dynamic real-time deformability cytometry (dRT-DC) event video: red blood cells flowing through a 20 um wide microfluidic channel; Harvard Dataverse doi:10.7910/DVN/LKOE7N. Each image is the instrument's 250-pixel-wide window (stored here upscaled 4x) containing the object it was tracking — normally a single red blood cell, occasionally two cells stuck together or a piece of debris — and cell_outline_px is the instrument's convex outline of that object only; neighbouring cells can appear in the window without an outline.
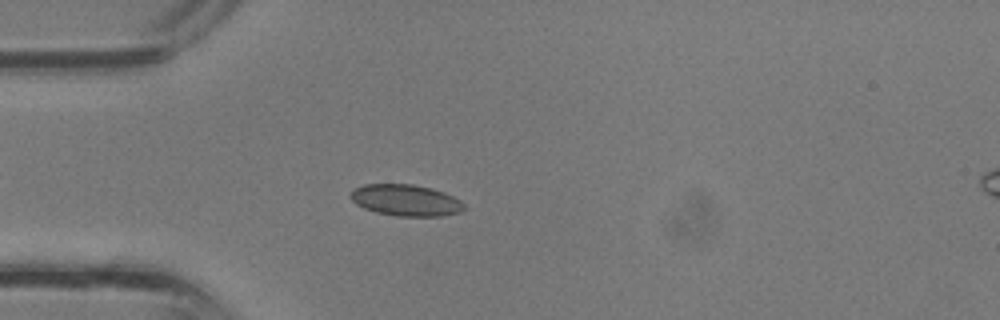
{"species": "common noctule bat (a hibernating species)", "species_latin": "Nyctalus noctula", "temperature_condition": "room temperature", "stored_images_in_passage": 35, "camera_frame_rate_fps": 3000, "um_per_image_px": 0.085, "animal": {"sex": "male", "body_mass_g": 13.3}, "frame": {"image": 1, "passage_image": 8, "time_ms": 2.333, "image_size_px": [1000, 320], "cell_outline_px": [[468, 208], [460, 212], [444, 216], [396, 216], [376, 212], [364, 208], [356, 204], [348, 196], [352, 188], [364, 184], [412, 184], [432, 188], [444, 192], [460, 200]], "centroid_in_image_um": [34.48, 17.02], "position_along_channel_um": 50.5, "area_um2": 21.1}}
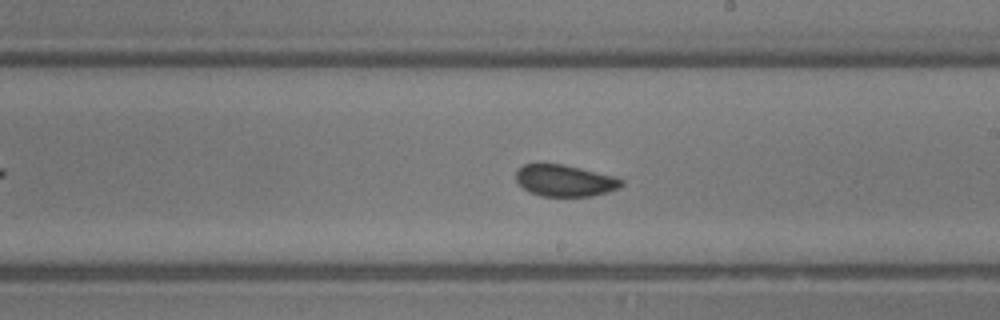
{"frame": {"image": 2, "passage_image": 19, "time_ms": 6.0, "image_size_px": [1000, 320], "cell_outline_px": [[624, 184], [620, 188], [608, 192], [592, 196], [540, 196], [528, 192], [516, 180], [516, 172], [524, 164], [560, 164], [612, 176], [624, 180]], "centroid_in_image_um": [48.01, 15.37], "position_along_channel_um": 241.0, "area_um2": 19.19}}
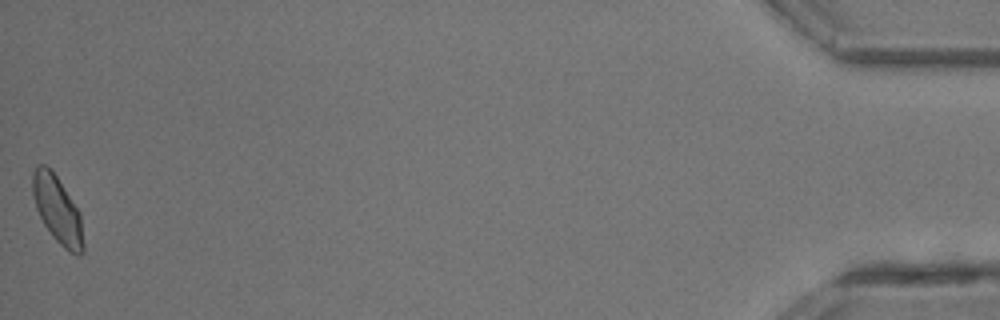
{"frame": {"image": 3, "passage_image": 35, "time_ms": 11.333, "image_size_px": [1000, 320], "cell_outline_px": [[84, 252], [80, 256], [76, 256], [68, 252], [52, 236], [44, 224], [36, 208], [32, 192], [32, 172], [36, 164], [44, 164], [56, 176], [80, 212], [84, 244]], "centroid_in_image_um": [4.89, 17.87], "position_along_channel_um": 430.3, "area_um2": 19.88}}